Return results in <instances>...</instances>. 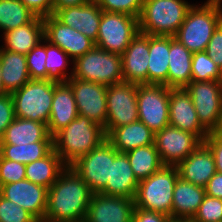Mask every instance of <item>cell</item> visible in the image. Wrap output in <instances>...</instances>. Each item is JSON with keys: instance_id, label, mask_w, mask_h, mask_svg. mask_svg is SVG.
<instances>
[{"instance_id": "cell-1", "label": "cell", "mask_w": 222, "mask_h": 222, "mask_svg": "<svg viewBox=\"0 0 222 222\" xmlns=\"http://www.w3.org/2000/svg\"><path fill=\"white\" fill-rule=\"evenodd\" d=\"M92 194L73 168L67 166L48 189L43 222H83Z\"/></svg>"}, {"instance_id": "cell-2", "label": "cell", "mask_w": 222, "mask_h": 222, "mask_svg": "<svg viewBox=\"0 0 222 222\" xmlns=\"http://www.w3.org/2000/svg\"><path fill=\"white\" fill-rule=\"evenodd\" d=\"M105 140L104 128L79 114L53 136V149L66 166H71Z\"/></svg>"}, {"instance_id": "cell-3", "label": "cell", "mask_w": 222, "mask_h": 222, "mask_svg": "<svg viewBox=\"0 0 222 222\" xmlns=\"http://www.w3.org/2000/svg\"><path fill=\"white\" fill-rule=\"evenodd\" d=\"M193 6L186 0H144L139 30L151 36H174Z\"/></svg>"}, {"instance_id": "cell-4", "label": "cell", "mask_w": 222, "mask_h": 222, "mask_svg": "<svg viewBox=\"0 0 222 222\" xmlns=\"http://www.w3.org/2000/svg\"><path fill=\"white\" fill-rule=\"evenodd\" d=\"M222 22V6L194 4L173 36L192 53L205 51L212 34Z\"/></svg>"}, {"instance_id": "cell-5", "label": "cell", "mask_w": 222, "mask_h": 222, "mask_svg": "<svg viewBox=\"0 0 222 222\" xmlns=\"http://www.w3.org/2000/svg\"><path fill=\"white\" fill-rule=\"evenodd\" d=\"M178 177L176 166L164 165L139 181L135 207L162 213L172 219L173 191Z\"/></svg>"}, {"instance_id": "cell-6", "label": "cell", "mask_w": 222, "mask_h": 222, "mask_svg": "<svg viewBox=\"0 0 222 222\" xmlns=\"http://www.w3.org/2000/svg\"><path fill=\"white\" fill-rule=\"evenodd\" d=\"M72 77L105 86L120 83L124 81L122 57L94 46L73 62Z\"/></svg>"}, {"instance_id": "cell-7", "label": "cell", "mask_w": 222, "mask_h": 222, "mask_svg": "<svg viewBox=\"0 0 222 222\" xmlns=\"http://www.w3.org/2000/svg\"><path fill=\"white\" fill-rule=\"evenodd\" d=\"M56 82L29 80L11 93L15 117L48 124Z\"/></svg>"}, {"instance_id": "cell-8", "label": "cell", "mask_w": 222, "mask_h": 222, "mask_svg": "<svg viewBox=\"0 0 222 222\" xmlns=\"http://www.w3.org/2000/svg\"><path fill=\"white\" fill-rule=\"evenodd\" d=\"M185 89L201 126L208 133L222 131V81H191Z\"/></svg>"}, {"instance_id": "cell-9", "label": "cell", "mask_w": 222, "mask_h": 222, "mask_svg": "<svg viewBox=\"0 0 222 222\" xmlns=\"http://www.w3.org/2000/svg\"><path fill=\"white\" fill-rule=\"evenodd\" d=\"M139 32V18L102 11L95 46L122 55Z\"/></svg>"}, {"instance_id": "cell-10", "label": "cell", "mask_w": 222, "mask_h": 222, "mask_svg": "<svg viewBox=\"0 0 222 222\" xmlns=\"http://www.w3.org/2000/svg\"><path fill=\"white\" fill-rule=\"evenodd\" d=\"M170 88L161 84H138V120L154 133L169 125Z\"/></svg>"}, {"instance_id": "cell-11", "label": "cell", "mask_w": 222, "mask_h": 222, "mask_svg": "<svg viewBox=\"0 0 222 222\" xmlns=\"http://www.w3.org/2000/svg\"><path fill=\"white\" fill-rule=\"evenodd\" d=\"M119 153L106 139L88 154L80 157L71 168L89 186L93 193H99L110 180L111 162Z\"/></svg>"}, {"instance_id": "cell-12", "label": "cell", "mask_w": 222, "mask_h": 222, "mask_svg": "<svg viewBox=\"0 0 222 222\" xmlns=\"http://www.w3.org/2000/svg\"><path fill=\"white\" fill-rule=\"evenodd\" d=\"M137 86L126 81L107 86L105 133L138 121Z\"/></svg>"}, {"instance_id": "cell-13", "label": "cell", "mask_w": 222, "mask_h": 222, "mask_svg": "<svg viewBox=\"0 0 222 222\" xmlns=\"http://www.w3.org/2000/svg\"><path fill=\"white\" fill-rule=\"evenodd\" d=\"M202 141L195 135L173 126L155 133L154 145L163 165L177 166L185 160Z\"/></svg>"}, {"instance_id": "cell-14", "label": "cell", "mask_w": 222, "mask_h": 222, "mask_svg": "<svg viewBox=\"0 0 222 222\" xmlns=\"http://www.w3.org/2000/svg\"><path fill=\"white\" fill-rule=\"evenodd\" d=\"M67 83L73 91L78 113L105 128L107 86L74 77L68 79Z\"/></svg>"}, {"instance_id": "cell-15", "label": "cell", "mask_w": 222, "mask_h": 222, "mask_svg": "<svg viewBox=\"0 0 222 222\" xmlns=\"http://www.w3.org/2000/svg\"><path fill=\"white\" fill-rule=\"evenodd\" d=\"M44 38L60 47L72 59L71 64L91 50L95 42L78 30L60 22L54 15L43 18Z\"/></svg>"}, {"instance_id": "cell-16", "label": "cell", "mask_w": 222, "mask_h": 222, "mask_svg": "<svg viewBox=\"0 0 222 222\" xmlns=\"http://www.w3.org/2000/svg\"><path fill=\"white\" fill-rule=\"evenodd\" d=\"M134 199L93 193L84 222H132Z\"/></svg>"}, {"instance_id": "cell-17", "label": "cell", "mask_w": 222, "mask_h": 222, "mask_svg": "<svg viewBox=\"0 0 222 222\" xmlns=\"http://www.w3.org/2000/svg\"><path fill=\"white\" fill-rule=\"evenodd\" d=\"M48 189L24 179L4 184L0 194L31 213L39 222L44 221L47 207Z\"/></svg>"}, {"instance_id": "cell-18", "label": "cell", "mask_w": 222, "mask_h": 222, "mask_svg": "<svg viewBox=\"0 0 222 222\" xmlns=\"http://www.w3.org/2000/svg\"><path fill=\"white\" fill-rule=\"evenodd\" d=\"M169 125L195 134L202 142L209 135L201 126L193 101L185 88H170Z\"/></svg>"}, {"instance_id": "cell-19", "label": "cell", "mask_w": 222, "mask_h": 222, "mask_svg": "<svg viewBox=\"0 0 222 222\" xmlns=\"http://www.w3.org/2000/svg\"><path fill=\"white\" fill-rule=\"evenodd\" d=\"M121 57L123 80L135 84H148L149 35L139 32Z\"/></svg>"}, {"instance_id": "cell-20", "label": "cell", "mask_w": 222, "mask_h": 222, "mask_svg": "<svg viewBox=\"0 0 222 222\" xmlns=\"http://www.w3.org/2000/svg\"><path fill=\"white\" fill-rule=\"evenodd\" d=\"M176 167L181 179L201 187L217 172L213 153L204 142Z\"/></svg>"}, {"instance_id": "cell-21", "label": "cell", "mask_w": 222, "mask_h": 222, "mask_svg": "<svg viewBox=\"0 0 222 222\" xmlns=\"http://www.w3.org/2000/svg\"><path fill=\"white\" fill-rule=\"evenodd\" d=\"M53 15L63 24L78 30L96 42L102 9L95 1L59 9Z\"/></svg>"}, {"instance_id": "cell-22", "label": "cell", "mask_w": 222, "mask_h": 222, "mask_svg": "<svg viewBox=\"0 0 222 222\" xmlns=\"http://www.w3.org/2000/svg\"><path fill=\"white\" fill-rule=\"evenodd\" d=\"M138 184L139 181L133 173L127 155L118 153L114 162H111L110 180L99 193L134 199Z\"/></svg>"}, {"instance_id": "cell-23", "label": "cell", "mask_w": 222, "mask_h": 222, "mask_svg": "<svg viewBox=\"0 0 222 222\" xmlns=\"http://www.w3.org/2000/svg\"><path fill=\"white\" fill-rule=\"evenodd\" d=\"M78 115L71 86L67 82L56 83L50 119L47 124L48 133L53 137L58 131L68 126Z\"/></svg>"}, {"instance_id": "cell-24", "label": "cell", "mask_w": 222, "mask_h": 222, "mask_svg": "<svg viewBox=\"0 0 222 222\" xmlns=\"http://www.w3.org/2000/svg\"><path fill=\"white\" fill-rule=\"evenodd\" d=\"M154 137L155 133L139 120L118 128H111L106 133V139L119 153L152 145Z\"/></svg>"}, {"instance_id": "cell-25", "label": "cell", "mask_w": 222, "mask_h": 222, "mask_svg": "<svg viewBox=\"0 0 222 222\" xmlns=\"http://www.w3.org/2000/svg\"><path fill=\"white\" fill-rule=\"evenodd\" d=\"M206 196L205 188L177 178L172 202V219L190 221Z\"/></svg>"}, {"instance_id": "cell-26", "label": "cell", "mask_w": 222, "mask_h": 222, "mask_svg": "<svg viewBox=\"0 0 222 222\" xmlns=\"http://www.w3.org/2000/svg\"><path fill=\"white\" fill-rule=\"evenodd\" d=\"M2 35L4 45L1 49L26 55L44 39L43 18L36 16L30 23Z\"/></svg>"}, {"instance_id": "cell-27", "label": "cell", "mask_w": 222, "mask_h": 222, "mask_svg": "<svg viewBox=\"0 0 222 222\" xmlns=\"http://www.w3.org/2000/svg\"><path fill=\"white\" fill-rule=\"evenodd\" d=\"M192 54L181 42L170 36L167 87L185 88L191 82Z\"/></svg>"}, {"instance_id": "cell-28", "label": "cell", "mask_w": 222, "mask_h": 222, "mask_svg": "<svg viewBox=\"0 0 222 222\" xmlns=\"http://www.w3.org/2000/svg\"><path fill=\"white\" fill-rule=\"evenodd\" d=\"M39 141H53L47 124L15 117L6 128L0 144L24 145Z\"/></svg>"}, {"instance_id": "cell-29", "label": "cell", "mask_w": 222, "mask_h": 222, "mask_svg": "<svg viewBox=\"0 0 222 222\" xmlns=\"http://www.w3.org/2000/svg\"><path fill=\"white\" fill-rule=\"evenodd\" d=\"M0 65L3 86L7 93L20 89L31 80L24 54L0 49Z\"/></svg>"}, {"instance_id": "cell-30", "label": "cell", "mask_w": 222, "mask_h": 222, "mask_svg": "<svg viewBox=\"0 0 222 222\" xmlns=\"http://www.w3.org/2000/svg\"><path fill=\"white\" fill-rule=\"evenodd\" d=\"M170 36L149 35L148 84L167 87Z\"/></svg>"}, {"instance_id": "cell-31", "label": "cell", "mask_w": 222, "mask_h": 222, "mask_svg": "<svg viewBox=\"0 0 222 222\" xmlns=\"http://www.w3.org/2000/svg\"><path fill=\"white\" fill-rule=\"evenodd\" d=\"M66 167L52 149L45 157L25 165V179L49 189Z\"/></svg>"}, {"instance_id": "cell-32", "label": "cell", "mask_w": 222, "mask_h": 222, "mask_svg": "<svg viewBox=\"0 0 222 222\" xmlns=\"http://www.w3.org/2000/svg\"><path fill=\"white\" fill-rule=\"evenodd\" d=\"M125 154L138 181L148 178L164 166L154 144L129 150Z\"/></svg>"}, {"instance_id": "cell-33", "label": "cell", "mask_w": 222, "mask_h": 222, "mask_svg": "<svg viewBox=\"0 0 222 222\" xmlns=\"http://www.w3.org/2000/svg\"><path fill=\"white\" fill-rule=\"evenodd\" d=\"M53 149V141H39L24 145L0 144V156L22 164L45 157Z\"/></svg>"}, {"instance_id": "cell-34", "label": "cell", "mask_w": 222, "mask_h": 222, "mask_svg": "<svg viewBox=\"0 0 222 222\" xmlns=\"http://www.w3.org/2000/svg\"><path fill=\"white\" fill-rule=\"evenodd\" d=\"M72 59L60 47L51 44L46 40V61L45 68L47 80L56 83H66L73 76V67L70 73L66 72Z\"/></svg>"}, {"instance_id": "cell-35", "label": "cell", "mask_w": 222, "mask_h": 222, "mask_svg": "<svg viewBox=\"0 0 222 222\" xmlns=\"http://www.w3.org/2000/svg\"><path fill=\"white\" fill-rule=\"evenodd\" d=\"M36 17L20 0H0V30L5 33Z\"/></svg>"}, {"instance_id": "cell-36", "label": "cell", "mask_w": 222, "mask_h": 222, "mask_svg": "<svg viewBox=\"0 0 222 222\" xmlns=\"http://www.w3.org/2000/svg\"><path fill=\"white\" fill-rule=\"evenodd\" d=\"M191 81H222V71L205 51L194 52Z\"/></svg>"}, {"instance_id": "cell-37", "label": "cell", "mask_w": 222, "mask_h": 222, "mask_svg": "<svg viewBox=\"0 0 222 222\" xmlns=\"http://www.w3.org/2000/svg\"><path fill=\"white\" fill-rule=\"evenodd\" d=\"M26 56L27 69L31 80H47L46 39L44 38Z\"/></svg>"}, {"instance_id": "cell-38", "label": "cell", "mask_w": 222, "mask_h": 222, "mask_svg": "<svg viewBox=\"0 0 222 222\" xmlns=\"http://www.w3.org/2000/svg\"><path fill=\"white\" fill-rule=\"evenodd\" d=\"M105 12L122 13L136 18L140 17L144 0H94Z\"/></svg>"}, {"instance_id": "cell-39", "label": "cell", "mask_w": 222, "mask_h": 222, "mask_svg": "<svg viewBox=\"0 0 222 222\" xmlns=\"http://www.w3.org/2000/svg\"><path fill=\"white\" fill-rule=\"evenodd\" d=\"M189 222H222V199L206 195Z\"/></svg>"}, {"instance_id": "cell-40", "label": "cell", "mask_w": 222, "mask_h": 222, "mask_svg": "<svg viewBox=\"0 0 222 222\" xmlns=\"http://www.w3.org/2000/svg\"><path fill=\"white\" fill-rule=\"evenodd\" d=\"M0 222H39L31 213L0 194Z\"/></svg>"}, {"instance_id": "cell-41", "label": "cell", "mask_w": 222, "mask_h": 222, "mask_svg": "<svg viewBox=\"0 0 222 222\" xmlns=\"http://www.w3.org/2000/svg\"><path fill=\"white\" fill-rule=\"evenodd\" d=\"M25 178V164L4 159L0 156V187L4 184L24 180Z\"/></svg>"}, {"instance_id": "cell-42", "label": "cell", "mask_w": 222, "mask_h": 222, "mask_svg": "<svg viewBox=\"0 0 222 222\" xmlns=\"http://www.w3.org/2000/svg\"><path fill=\"white\" fill-rule=\"evenodd\" d=\"M15 119L14 104L11 93L0 96V141L6 128Z\"/></svg>"}, {"instance_id": "cell-43", "label": "cell", "mask_w": 222, "mask_h": 222, "mask_svg": "<svg viewBox=\"0 0 222 222\" xmlns=\"http://www.w3.org/2000/svg\"><path fill=\"white\" fill-rule=\"evenodd\" d=\"M205 52L222 71V22L212 34V37L206 46Z\"/></svg>"}, {"instance_id": "cell-44", "label": "cell", "mask_w": 222, "mask_h": 222, "mask_svg": "<svg viewBox=\"0 0 222 222\" xmlns=\"http://www.w3.org/2000/svg\"><path fill=\"white\" fill-rule=\"evenodd\" d=\"M203 142L213 153L216 171L222 173V131L209 133Z\"/></svg>"}, {"instance_id": "cell-45", "label": "cell", "mask_w": 222, "mask_h": 222, "mask_svg": "<svg viewBox=\"0 0 222 222\" xmlns=\"http://www.w3.org/2000/svg\"><path fill=\"white\" fill-rule=\"evenodd\" d=\"M37 17L53 15V0H20Z\"/></svg>"}, {"instance_id": "cell-46", "label": "cell", "mask_w": 222, "mask_h": 222, "mask_svg": "<svg viewBox=\"0 0 222 222\" xmlns=\"http://www.w3.org/2000/svg\"><path fill=\"white\" fill-rule=\"evenodd\" d=\"M170 219L162 213L135 207L132 222H168Z\"/></svg>"}, {"instance_id": "cell-47", "label": "cell", "mask_w": 222, "mask_h": 222, "mask_svg": "<svg viewBox=\"0 0 222 222\" xmlns=\"http://www.w3.org/2000/svg\"><path fill=\"white\" fill-rule=\"evenodd\" d=\"M204 188L207 196L222 199V173L216 172Z\"/></svg>"}, {"instance_id": "cell-48", "label": "cell", "mask_w": 222, "mask_h": 222, "mask_svg": "<svg viewBox=\"0 0 222 222\" xmlns=\"http://www.w3.org/2000/svg\"><path fill=\"white\" fill-rule=\"evenodd\" d=\"M94 0H53V14L66 7L80 6Z\"/></svg>"}, {"instance_id": "cell-49", "label": "cell", "mask_w": 222, "mask_h": 222, "mask_svg": "<svg viewBox=\"0 0 222 222\" xmlns=\"http://www.w3.org/2000/svg\"><path fill=\"white\" fill-rule=\"evenodd\" d=\"M7 94V92L4 89L3 81L1 77V65H0V96Z\"/></svg>"}, {"instance_id": "cell-50", "label": "cell", "mask_w": 222, "mask_h": 222, "mask_svg": "<svg viewBox=\"0 0 222 222\" xmlns=\"http://www.w3.org/2000/svg\"><path fill=\"white\" fill-rule=\"evenodd\" d=\"M204 4L220 5V6H222V0H207L206 2H204Z\"/></svg>"}, {"instance_id": "cell-51", "label": "cell", "mask_w": 222, "mask_h": 222, "mask_svg": "<svg viewBox=\"0 0 222 222\" xmlns=\"http://www.w3.org/2000/svg\"><path fill=\"white\" fill-rule=\"evenodd\" d=\"M168 222H188L185 220L170 219Z\"/></svg>"}]
</instances>
